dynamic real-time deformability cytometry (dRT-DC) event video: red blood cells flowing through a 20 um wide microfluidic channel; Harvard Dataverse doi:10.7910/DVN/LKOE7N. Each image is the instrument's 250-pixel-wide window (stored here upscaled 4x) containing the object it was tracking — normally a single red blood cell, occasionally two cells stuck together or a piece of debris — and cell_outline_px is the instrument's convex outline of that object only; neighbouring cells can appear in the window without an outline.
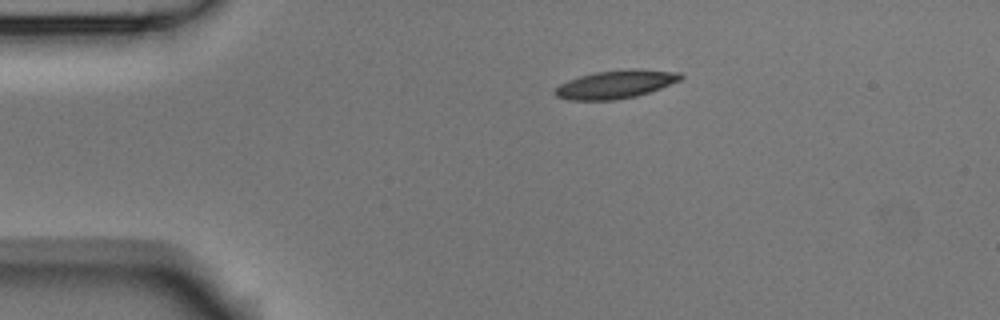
{"species": "Egyptian fruit bat (a non-hibernating species)", "species_latin": "Rousettus aegyptiacus", "temperature_condition": "room temperature", "stored_images_in_passage": 3, "segment_of_instrument_passage": [1, 2], "camera_frame_rate_fps": 3000, "um_per_image_px": 0.085, "animal": {"sex": "male"}, "frame": {"image": 1, "passage_image": 1, "time_ms": 0.0, "image_size_px": [1000, 320], "cell_outline_px": [[684, 76], [680, 80], [660, 88], [636, 96], [616, 100], [568, 100], [556, 96], [552, 92], [560, 84], [568, 80], [580, 76], [596, 72], [636, 68], [680, 72]], "centroid_in_image_um": [52.32, 7.16], "position_along_channel_um": 32.7, "area_um2": 20.63}}